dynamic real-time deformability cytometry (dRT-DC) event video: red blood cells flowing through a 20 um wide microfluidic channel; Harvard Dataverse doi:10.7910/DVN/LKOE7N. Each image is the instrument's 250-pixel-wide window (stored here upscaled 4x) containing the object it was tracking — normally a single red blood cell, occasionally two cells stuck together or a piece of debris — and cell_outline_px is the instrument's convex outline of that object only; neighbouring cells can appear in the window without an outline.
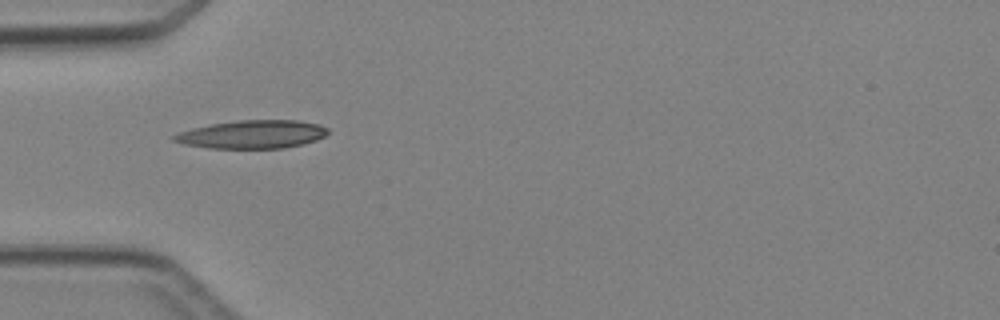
{"species": "Egyptian fruit bat (a non-hibernating species)", "species_latin": "Rousettus aegyptiacus", "temperature_condition": "cold", "stored_images_in_passage": 2, "camera_frame_rate_fps": 3000, "um_per_image_px": 0.085, "animal": {"sex": "female"}, "frame": {"image": 1, "passage_image": 2, "time_ms": 1.333, "image_size_px": [1000, 320], "cell_outline_px": [[328, 132], [324, 136], [316, 140], [284, 148], [208, 148], [184, 144], [172, 140], [172, 136], [180, 132], [192, 128], [212, 124], [240, 120], [296, 120], [320, 124], [328, 128]], "centroid_in_image_um": [21.45, 11.42], "position_along_channel_um": 63.6, "area_um2": 25.14}}